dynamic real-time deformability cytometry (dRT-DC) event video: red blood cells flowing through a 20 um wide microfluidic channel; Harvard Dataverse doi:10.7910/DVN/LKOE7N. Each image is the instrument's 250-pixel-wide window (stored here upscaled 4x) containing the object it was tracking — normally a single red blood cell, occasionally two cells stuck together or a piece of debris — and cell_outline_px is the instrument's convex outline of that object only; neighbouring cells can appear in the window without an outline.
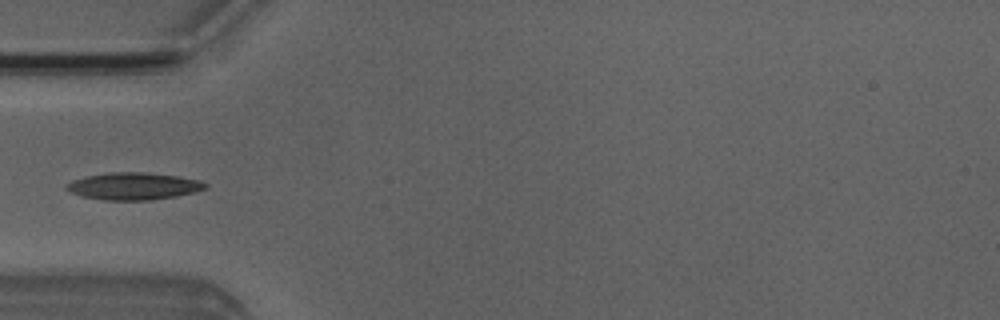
{"species": "Egyptian fruit bat (a non-hibernating species)", "species_latin": "Rousettus aegyptiacus", "temperature_condition": "room temperature", "stored_images_in_passage": 4, "camera_frame_rate_fps": 3000, "um_per_image_px": 0.085, "animal": {"sex": "male"}, "frame": {"image": 1, "passage_image": 4, "time_ms": 4.333, "image_size_px": [1000, 320], "cell_outline_px": [[208, 188], [196, 192], [176, 196], [152, 200], [104, 200], [80, 196], [64, 188], [64, 184], [72, 180], [84, 176], [108, 172], [144, 172], [176, 176], [200, 180], [208, 184]], "centroid_in_image_um": [11.33, 15.82], "position_along_channel_um": 73.7, "area_um2": 22.25}}